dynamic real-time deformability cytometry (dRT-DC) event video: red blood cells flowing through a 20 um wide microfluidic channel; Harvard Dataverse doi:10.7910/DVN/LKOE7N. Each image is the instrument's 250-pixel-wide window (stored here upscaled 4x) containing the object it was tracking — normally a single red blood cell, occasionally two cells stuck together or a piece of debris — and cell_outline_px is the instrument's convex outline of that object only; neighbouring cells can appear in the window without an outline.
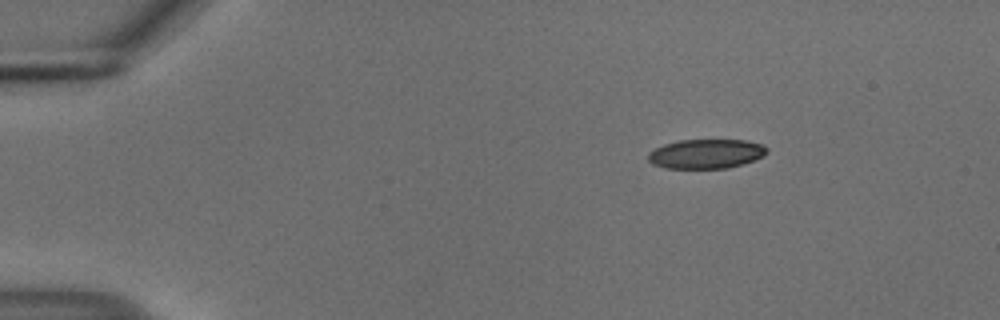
{"species": "common noctule bat (a hibernating species)", "species_latin": "Nyctalus noctula", "temperature_condition": "cold", "stored_images_in_passage": 10, "camera_frame_rate_fps": 3000, "um_per_image_px": 0.085, "animal": {"sex": "male", "body_mass_g": 18.8}, "frame": {"image": 1, "passage_image": 1, "time_ms": 0.0, "image_size_px": [1000, 320], "cell_outline_px": [[768, 152], [764, 156], [744, 164], [728, 168], [664, 168], [652, 164], [648, 160], [648, 152], [664, 144], [680, 140], [744, 140], [764, 144], [768, 148]], "centroid_in_image_um": [60.04, 13.08], "position_along_channel_um": 25.0, "area_um2": 20.52}}
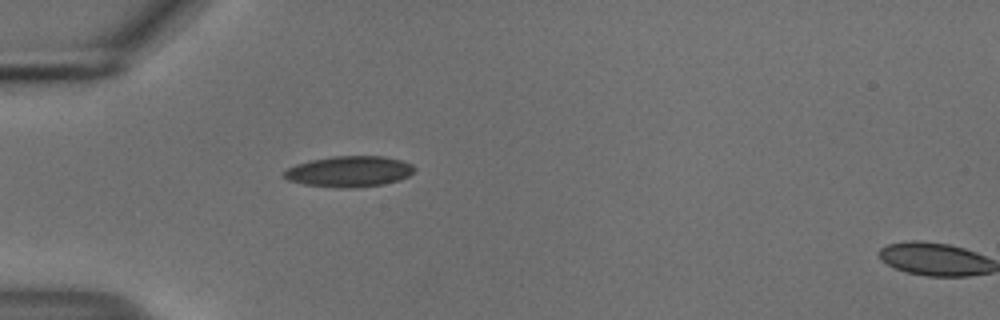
{"frame": {"image": 2, "passage_image": 9, "time_ms": 2.667, "image_size_px": [1000, 320], "cell_outline_px": [[416, 168], [408, 176], [400, 180], [384, 184], [356, 188], [336, 188], [304, 184], [288, 180], [284, 176], [284, 172], [288, 168], [296, 164], [308, 160], [332, 156], [384, 156], [400, 160], [412, 164]], "centroid_in_image_um": [29.69, 14.58], "position_along_channel_um": 55.3, "area_um2": 23.58}}